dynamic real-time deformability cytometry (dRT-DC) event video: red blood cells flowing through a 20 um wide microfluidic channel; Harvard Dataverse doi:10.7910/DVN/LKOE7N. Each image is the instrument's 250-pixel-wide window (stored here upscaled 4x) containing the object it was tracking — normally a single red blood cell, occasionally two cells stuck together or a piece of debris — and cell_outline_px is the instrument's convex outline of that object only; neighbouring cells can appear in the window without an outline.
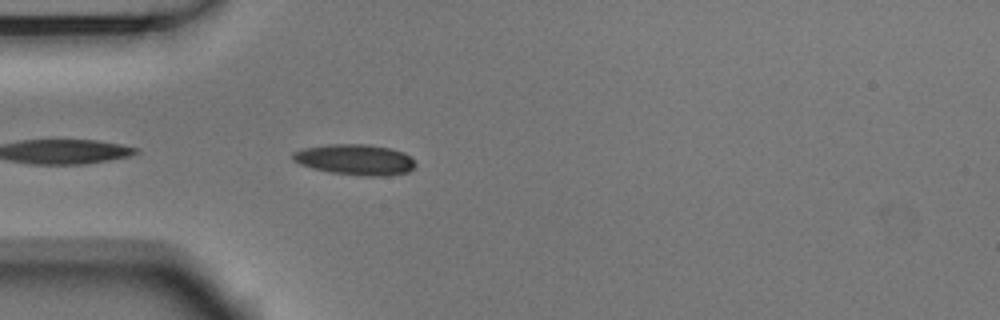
{"species": "Egyptian fruit bat (a non-hibernating species)", "species_latin": "Rousettus aegyptiacus", "temperature_condition": "room temperature", "stored_images_in_passage": 9, "camera_frame_rate_fps": 3000, "um_per_image_px": 0.085, "animal": {"sex": "male"}, "frame": {"image": 1, "passage_image": 2, "time_ms": 0.333, "image_size_px": [1000, 320], "cell_outline_px": [[416, 164], [408, 172], [388, 176], [360, 176], [332, 172], [312, 168], [300, 164], [292, 160], [292, 152], [304, 148], [328, 144], [368, 144], [392, 148], [404, 152]], "centroid_in_image_um": [30.18, 13.56], "position_along_channel_um": 54.8, "area_um2": 22.02}}
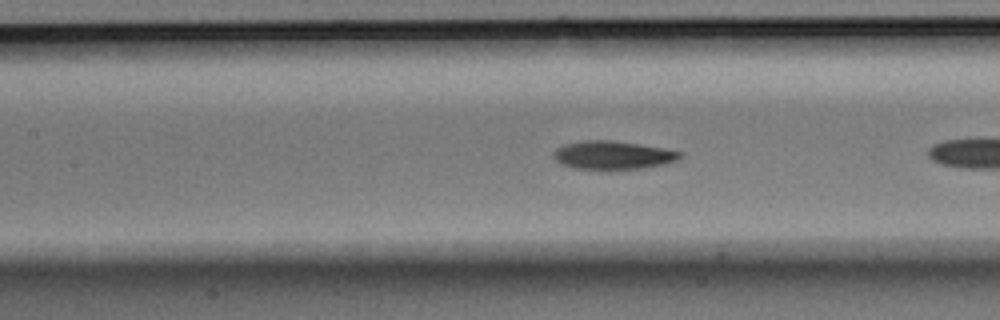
{"frame": {"image": 2, "passage_image": 8, "time_ms": 2.333, "image_size_px": [1000, 320], "cell_outline_px": [[684, 156], [676, 160], [664, 164], [640, 168], [576, 168], [560, 164], [552, 156], [552, 152], [556, 148], [564, 144], [584, 140], [612, 140], [640, 144], [664, 148], [684, 152]], "centroid_in_image_um": [52.09, 13.16], "position_along_channel_um": 155.3, "area_um2": 20.75}}